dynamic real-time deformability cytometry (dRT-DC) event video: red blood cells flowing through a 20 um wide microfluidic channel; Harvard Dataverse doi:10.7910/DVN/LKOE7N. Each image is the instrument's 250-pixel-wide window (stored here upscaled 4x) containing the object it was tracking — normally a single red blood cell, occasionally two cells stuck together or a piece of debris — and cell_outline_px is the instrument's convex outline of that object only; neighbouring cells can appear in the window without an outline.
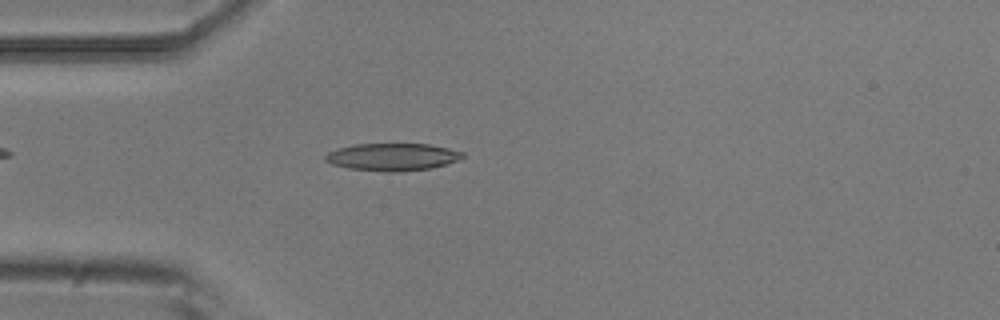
{"species": "common noctule bat (a hibernating species)", "species_latin": "Nyctalus noctula", "temperature_condition": "room temperature", "stored_images_in_passage": 4, "camera_frame_rate_fps": 3000, "um_per_image_px": 0.085, "animal": {"sex": "male", "body_mass_g": 20.5, "forearm_length_mm": 52.5}, "frame": {"image": 1, "passage_image": 4, "time_ms": 1.0, "image_size_px": [1000, 320], "cell_outline_px": [[464, 156], [460, 160], [432, 168], [396, 172], [388, 172], [348, 168], [332, 164], [324, 160], [324, 156], [328, 152], [336, 148], [352, 144], [428, 144], [448, 148], [464, 152]], "centroid_in_image_um": [33.35, 13.34], "position_along_channel_um": 51.7, "area_um2": 22.08}}